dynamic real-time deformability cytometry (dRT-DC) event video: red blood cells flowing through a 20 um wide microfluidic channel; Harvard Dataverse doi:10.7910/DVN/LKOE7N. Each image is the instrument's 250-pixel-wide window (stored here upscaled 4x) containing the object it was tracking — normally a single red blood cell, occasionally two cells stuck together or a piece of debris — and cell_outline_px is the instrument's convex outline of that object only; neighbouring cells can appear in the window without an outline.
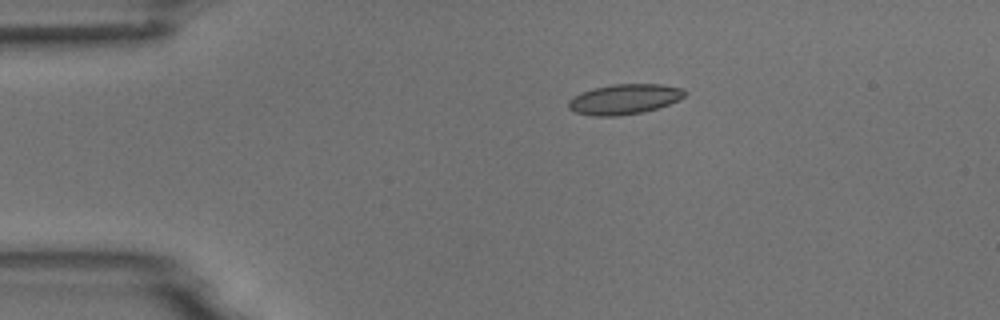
{"species": "common noctule bat (a hibernating species)", "species_latin": "Nyctalus noctula", "temperature_condition": "room temperature", "stored_images_in_passage": 6, "camera_frame_rate_fps": 3000, "um_per_image_px": 0.085, "animal": {"sex": "male", "body_mass_g": 18.8}, "frame": {"image": 1, "passage_image": 1, "time_ms": 0.0, "image_size_px": [1000, 320], "cell_outline_px": [[688, 92], [680, 100], [644, 112], [616, 116], [592, 116], [576, 112], [568, 108], [568, 100], [572, 96], [580, 92], [592, 88], [612, 84], [664, 84], [684, 88]], "centroid_in_image_um": [53.07, 8.42], "position_along_channel_um": 31.9, "area_um2": 20.75}}
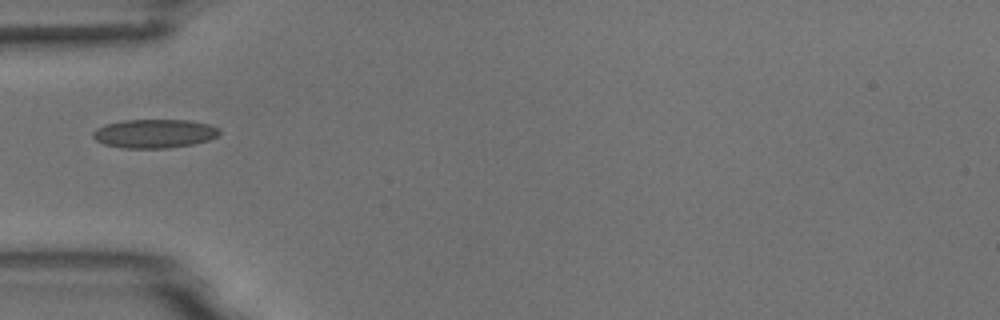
{"frame": {"image": 2, "passage_image": 3, "time_ms": 0.667, "image_size_px": [1000, 320], "cell_outline_px": [[220, 132], [216, 136], [208, 140], [192, 144], [168, 148], [120, 148], [104, 144], [96, 140], [92, 136], [92, 132], [96, 128], [104, 124], [120, 120], [188, 120], [208, 124], [220, 128]], "centroid_in_image_um": [13.08, 11.35], "position_along_channel_um": 71.9, "area_um2": 21.33}}